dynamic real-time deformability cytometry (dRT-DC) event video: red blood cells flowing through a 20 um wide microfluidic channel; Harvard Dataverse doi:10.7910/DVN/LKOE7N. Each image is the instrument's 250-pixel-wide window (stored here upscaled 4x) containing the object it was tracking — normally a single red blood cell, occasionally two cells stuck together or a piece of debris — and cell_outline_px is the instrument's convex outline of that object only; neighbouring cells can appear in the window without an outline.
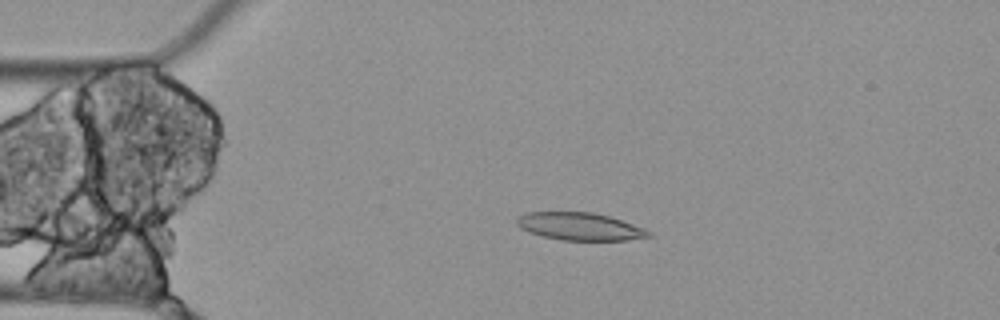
{"species": "Egyptian fruit bat (a non-hibernating species)", "species_latin": "Rousettus aegyptiacus", "temperature_condition": "cold", "stored_images_in_passage": 4, "camera_frame_rate_fps": 3000, "um_per_image_px": 0.085, "animal": {"sex": "female"}, "frame": {"image": 1, "passage_image": 3, "time_ms": 0.667, "image_size_px": [1000, 320], "cell_outline_px": [[652, 236], [628, 240], [564, 240], [544, 236], [528, 232], [520, 228], [516, 224], [516, 216], [528, 212], [592, 212], [608, 216], [644, 228], [652, 232]], "centroid_in_image_um": [49.26, 19.24], "position_along_channel_um": 35.7, "area_um2": 21.15}}